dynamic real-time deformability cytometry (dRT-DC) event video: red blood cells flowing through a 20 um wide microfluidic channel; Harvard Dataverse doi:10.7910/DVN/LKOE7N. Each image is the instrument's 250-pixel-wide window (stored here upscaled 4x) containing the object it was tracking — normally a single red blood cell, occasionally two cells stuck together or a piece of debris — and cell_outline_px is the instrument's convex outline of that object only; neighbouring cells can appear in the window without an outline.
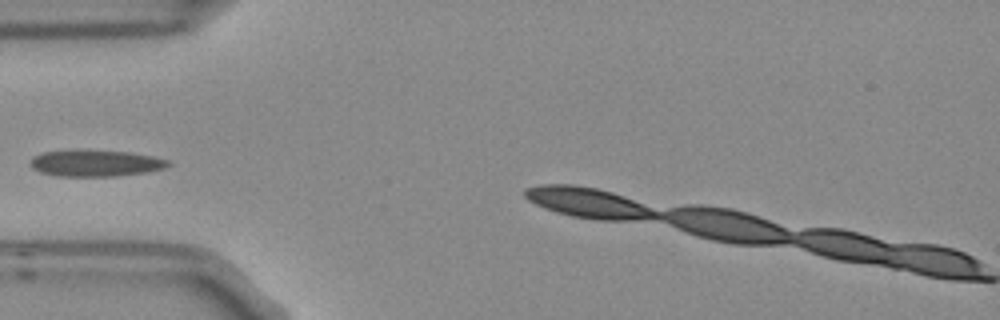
{"species": "Egyptian fruit bat (a non-hibernating species)", "species_latin": "Rousettus aegyptiacus", "temperature_condition": "room temperature", "stored_images_in_passage": 5, "camera_frame_rate_fps": 3000, "um_per_image_px": 0.085, "frame": {"image": 1, "passage_image": 4, "time_ms": 1.0, "image_size_px": [1000, 320], "cell_outline_px": [[172, 164], [164, 168], [148, 172], [116, 176], [56, 176], [40, 172], [32, 168], [32, 156], [44, 152], [132, 152], [152, 156], [168, 160]], "centroid_in_image_um": [8.18, 13.91], "position_along_channel_um": 76.8, "area_um2": 20.52}}